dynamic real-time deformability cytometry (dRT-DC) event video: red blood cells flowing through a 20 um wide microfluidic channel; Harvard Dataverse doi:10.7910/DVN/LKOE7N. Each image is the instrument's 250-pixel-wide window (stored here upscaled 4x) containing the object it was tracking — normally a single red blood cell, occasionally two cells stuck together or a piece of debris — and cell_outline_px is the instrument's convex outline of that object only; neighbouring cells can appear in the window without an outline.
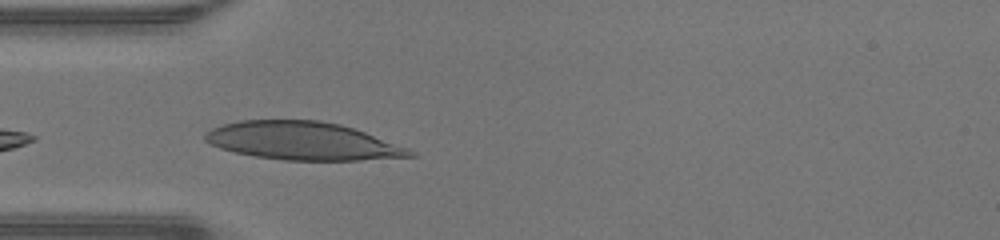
{"species": "human", "species_latin": "Homo sapiens", "temperature_condition": "warm", "stored_images_in_passage": 32, "camera_frame_rate_fps": 3000, "um_per_image_px": 0.085, "donor": {"sex": "male"}, "frame": {"image": 1, "passage_image": 1, "time_ms": 0.0, "image_size_px": [1000, 240], "cell_outline_px": [[416, 156], [360, 160], [284, 160], [256, 156], [236, 152], [220, 148], [208, 144], [204, 140], [204, 136], [212, 128], [224, 124], [240, 120], [320, 120], [340, 124], [364, 132], [408, 148], [416, 152]], "centroid_in_image_um": [25.71, 11.98], "position_along_channel_um": 59.3, "area_um2": 45.08}}
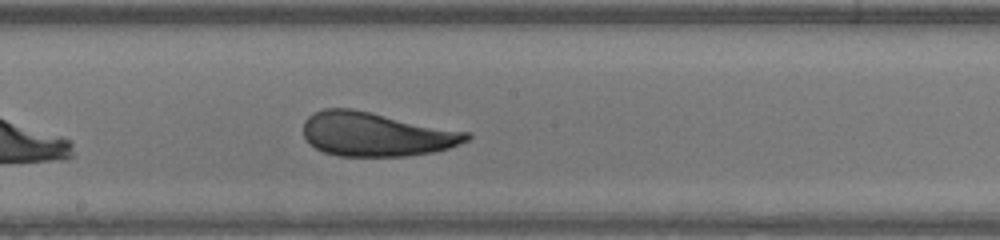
{"frame": {"image": 2, "passage_image": 12, "time_ms": 3.667, "image_size_px": [1000, 240], "cell_outline_px": [[472, 136], [468, 140], [448, 148], [432, 152], [408, 156], [340, 156], [324, 152], [316, 148], [304, 136], [304, 120], [308, 116], [324, 108], [352, 108], [472, 132]], "centroid_in_image_um": [32.01, 11.4], "position_along_channel_um": 216.2, "area_um2": 42.02}}
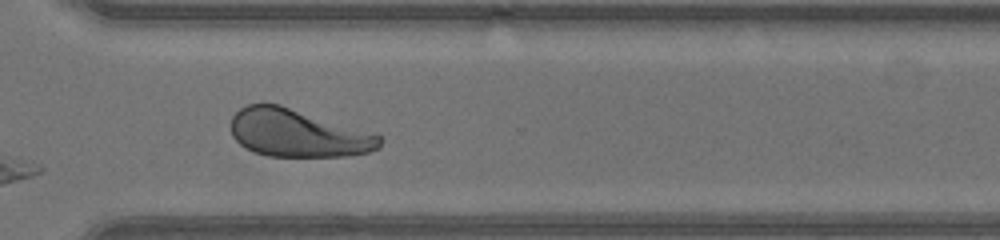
{"frame": {"image": 3, "passage_image": 21, "time_ms": 6.667, "image_size_px": [1000, 240], "cell_outline_px": [[380, 148], [368, 152], [348, 156], [268, 156], [252, 152], [244, 148], [232, 136], [232, 116], [240, 108], [248, 104], [280, 104], [376, 132], [380, 136]], "centroid_in_image_um": [25.34, 11.31], "position_along_channel_um": 345.3, "area_um2": 41.85}, "authors_computed_cell_mechanics": {"area_um2": 43.0032, "velocity_mm_per_s": 4.3184, "shape_relaxation_time_tau1_ms": 5.8907, "shape_relaxation_time_tau2_ms": 0.7431, "deformation_change_tau1": 0.2101, "deformation_change_tau2": 0.0575}}